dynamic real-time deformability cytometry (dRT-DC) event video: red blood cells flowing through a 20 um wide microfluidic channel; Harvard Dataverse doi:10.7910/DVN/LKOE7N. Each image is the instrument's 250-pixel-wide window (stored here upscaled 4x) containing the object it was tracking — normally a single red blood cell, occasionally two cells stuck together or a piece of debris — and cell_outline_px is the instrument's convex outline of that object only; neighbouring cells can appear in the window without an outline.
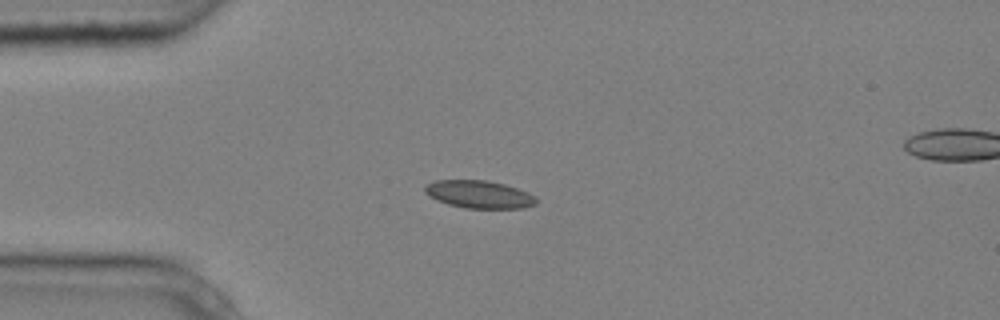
{"species": "common noctule bat (a hibernating species)", "species_latin": "Nyctalus noctula", "temperature_condition": "cold", "stored_images_in_passage": 3, "camera_frame_rate_fps": 3000, "um_per_image_px": 0.085, "animal": {"sex": "male", "body_mass_g": 20.4}, "frame": {"image": 1, "passage_image": 2, "time_ms": 0.333, "image_size_px": [1000, 320], "cell_outline_px": [[536, 204], [524, 208], [464, 208], [448, 204], [436, 200], [428, 196], [424, 192], [424, 184], [436, 180], [488, 180], [504, 184], [528, 192], [536, 200]], "centroid_in_image_um": [40.66, 16.51], "position_along_channel_um": 44.3, "area_um2": 18.03}}